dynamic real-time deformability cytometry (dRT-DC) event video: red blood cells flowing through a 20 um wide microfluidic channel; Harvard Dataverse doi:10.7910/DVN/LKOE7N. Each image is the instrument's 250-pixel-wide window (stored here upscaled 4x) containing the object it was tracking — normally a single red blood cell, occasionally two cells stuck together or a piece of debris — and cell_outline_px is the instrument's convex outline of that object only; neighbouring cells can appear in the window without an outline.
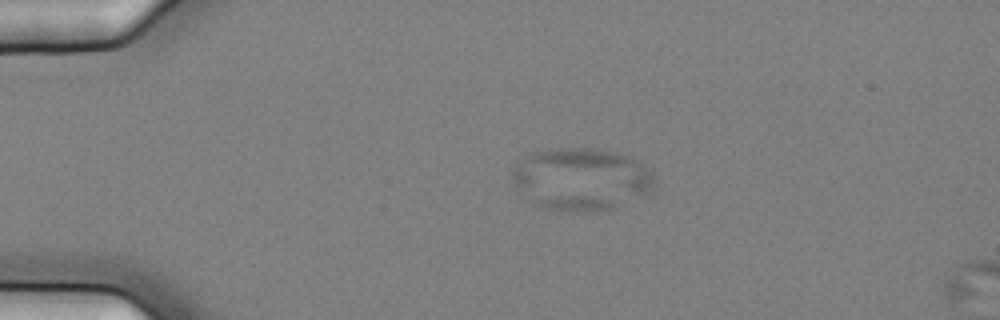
{"species": "common noctule bat (a hibernating species)", "species_latin": "Nyctalus noctula", "temperature_condition": "cold", "stored_images_in_passage": 3, "camera_frame_rate_fps": 3000, "um_per_image_px": 0.085, "animal": {"sex": "female", "body_mass_g": 25.1}, "frame": {"image": 1, "passage_image": 1, "time_ms": 0.0, "image_size_px": [1000, 320], "cell_outline_px": [[656, 184], [648, 192], [616, 208], [588, 212], [572, 212], [540, 208], [528, 200], [516, 188], [512, 180], [512, 168], [516, 160], [528, 152], [548, 148], [592, 148], [616, 152], [628, 156], [652, 172], [656, 176]], "centroid_in_image_um": [49.33, 15.22], "position_along_channel_um": 35.7, "area_um2": 52.66}}